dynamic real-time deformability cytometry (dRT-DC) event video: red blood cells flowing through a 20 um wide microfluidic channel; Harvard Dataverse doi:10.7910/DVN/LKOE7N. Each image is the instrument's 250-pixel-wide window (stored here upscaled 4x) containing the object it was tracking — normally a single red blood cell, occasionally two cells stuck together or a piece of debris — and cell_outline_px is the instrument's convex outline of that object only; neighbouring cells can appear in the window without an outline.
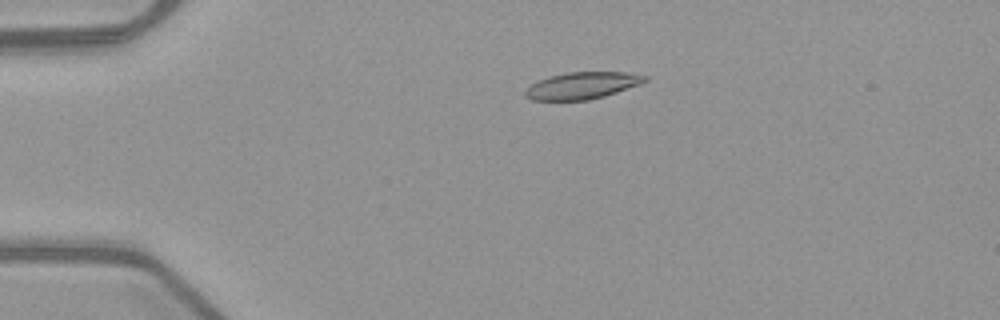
{"species": "common noctule bat (a hibernating species)", "species_latin": "Nyctalus noctula", "temperature_condition": "warm", "stored_images_in_passage": 48, "camera_frame_rate_fps": 3000, "um_per_image_px": 0.085, "animal": {"sex": "female", "body_mass_g": 21.9}, "frame": {"image": 1, "passage_image": 8, "time_ms": 2.333, "image_size_px": [1000, 320], "cell_outline_px": [[648, 80], [640, 84], [604, 96], [588, 100], [532, 100], [524, 96], [524, 92], [532, 84], [548, 76], [568, 72], [624, 72], [648, 76]], "centroid_in_image_um": [49.48, 7.27], "position_along_channel_um": 35.5, "area_um2": 18.61}}
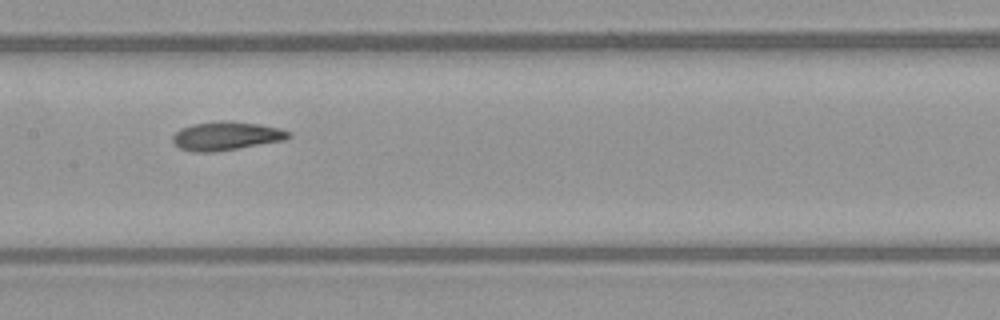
{"frame": {"image": 2, "passage_image": 23, "time_ms": 7.333, "image_size_px": [1000, 320], "cell_outline_px": [[292, 136], [284, 140], [216, 152], [192, 152], [180, 148], [172, 140], [172, 136], [180, 128], [192, 124], [224, 120], [260, 124], [280, 128], [292, 132]], "centroid_in_image_um": [19.24, 11.55], "position_along_channel_um": 188.2, "area_um2": 19.42}}
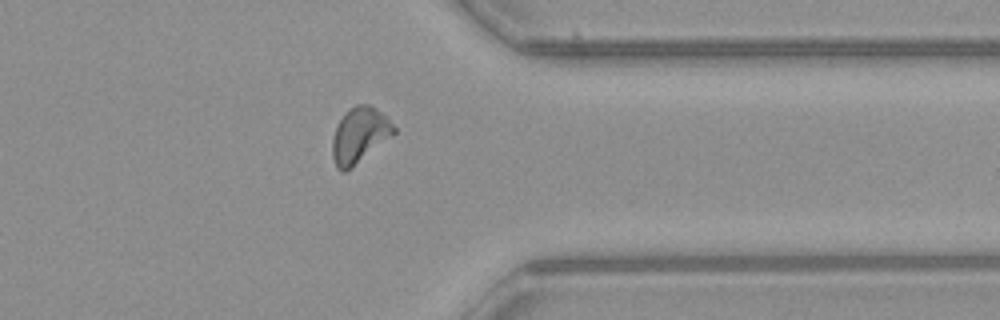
{"frame": {"image": 3, "passage_image": 38, "time_ms": 12.333, "image_size_px": [1000, 320], "cell_outline_px": [[396, 132], [352, 168], [344, 172], [340, 172], [336, 168], [332, 156], [332, 140], [336, 128], [344, 112], [348, 108], [356, 104], [368, 104], [376, 108], [396, 128]], "centroid_in_image_um": [30.52, 11.5], "position_along_channel_um": 380.9, "area_um2": 19.77}, "authors_computed_cell_mechanics": {"area_um2": 18.8139, "velocity_mm_per_s": 3.9853, "shape_relaxation_time_tau1_ms": 4.4653, "shape_relaxation_time_tau2_ms": 2.4413, "deformation_change_tau1": 0.1596, "deformation_change_tau2": 0.0969}}